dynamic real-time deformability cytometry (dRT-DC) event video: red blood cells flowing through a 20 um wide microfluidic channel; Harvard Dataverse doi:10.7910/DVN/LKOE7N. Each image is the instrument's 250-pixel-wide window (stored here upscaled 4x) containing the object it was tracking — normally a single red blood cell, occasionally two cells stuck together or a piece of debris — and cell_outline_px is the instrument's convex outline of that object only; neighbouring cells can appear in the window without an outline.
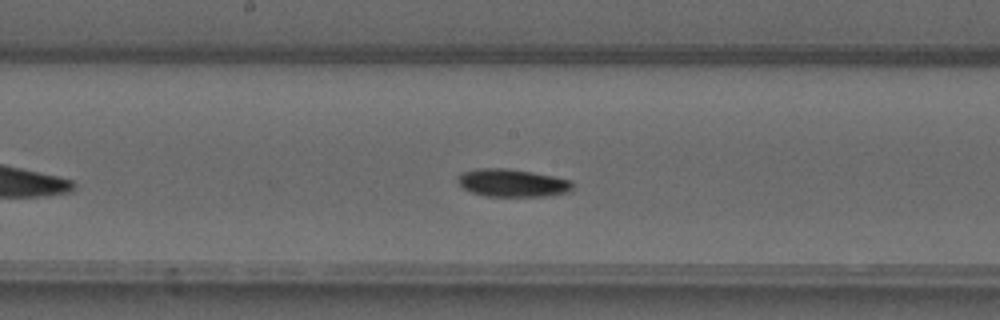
{"species": "common noctule bat (a hibernating species)", "species_latin": "Nyctalus noctula", "temperature_condition": "warm", "stored_images_in_passage": 38, "camera_frame_rate_fps": 3000, "um_per_image_px": 0.085, "animal": {"sex": "male", "forearm_length_mm": 52.5}, "frame": {"image": 1, "passage_image": 13, "time_ms": 4.0, "image_size_px": [1000, 320], "cell_outline_px": [[572, 188], [568, 192], [552, 196], [484, 196], [472, 192], [464, 188], [456, 180], [456, 176], [460, 172], [476, 168], [504, 168], [532, 172], [572, 180]], "centroid_in_image_um": [43.51, 15.54], "position_along_channel_um": 204.7, "area_um2": 18.73}}
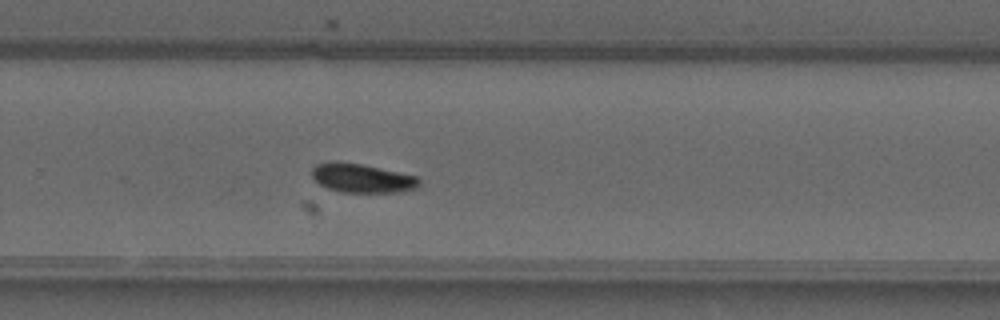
{"frame": {"image": 2, "passage_image": 20, "time_ms": 6.333, "image_size_px": [1000, 320], "cell_outline_px": [[420, 184], [416, 188], [400, 192], [340, 192], [328, 188], [320, 184], [312, 176], [312, 168], [316, 164], [336, 160], [360, 164], [416, 176], [420, 180]], "centroid_in_image_um": [30.75, 15.14], "position_along_channel_um": 299.0, "area_um2": 17.98}}
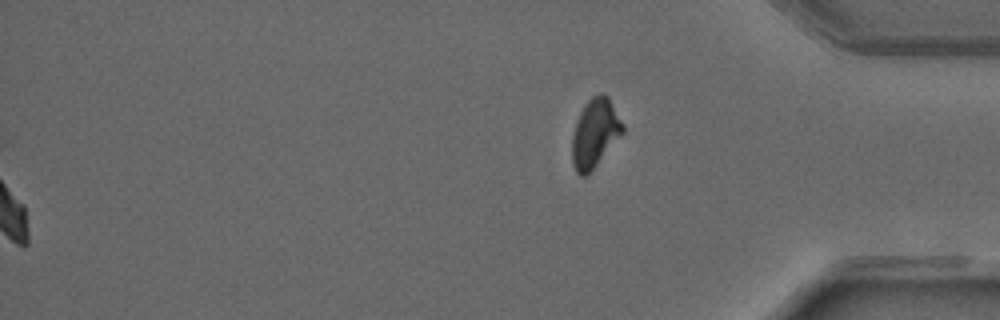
{"frame": {"image": 3, "passage_image": 38, "time_ms": 12.333, "image_size_px": [1000, 320], "cell_outline_px": [[624, 132], [592, 168], [584, 176], [580, 176], [576, 172], [572, 164], [572, 136], [576, 120], [584, 104], [592, 96], [600, 92], [604, 92], [608, 96], [624, 124]], "centroid_in_image_um": [50.56, 11.26], "position_along_channel_um": 384.6, "area_um2": 20.11}, "authors_computed_cell_mechanics": {"area_um2": 18.0336, "velocity_mm_per_s": 4.0638, "shape_relaxation_time_tau1_ms": 10.451, "shape_relaxation_time_tau2_ms": null, "deformation_change_tau1": 0.2288, "deformation_change_tau2": null}}